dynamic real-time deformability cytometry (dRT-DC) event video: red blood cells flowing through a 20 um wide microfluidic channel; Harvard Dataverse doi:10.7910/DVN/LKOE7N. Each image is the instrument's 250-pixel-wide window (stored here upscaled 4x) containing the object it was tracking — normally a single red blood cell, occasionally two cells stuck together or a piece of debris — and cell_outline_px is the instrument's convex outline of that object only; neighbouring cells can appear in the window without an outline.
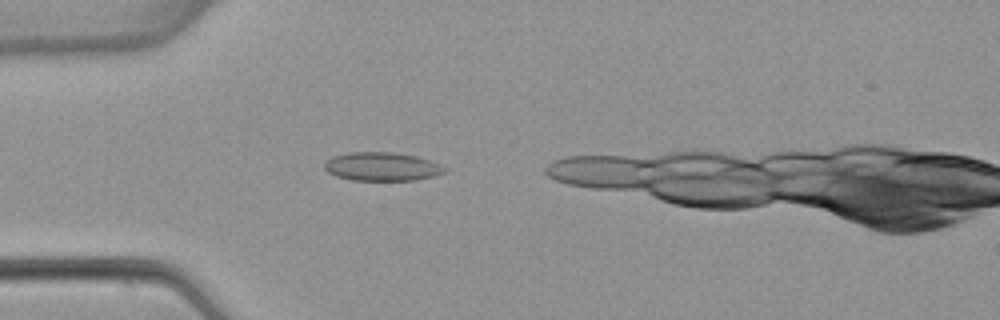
{"species": "common noctule bat (a hibernating species)", "species_latin": "Nyctalus noctula", "temperature_condition": "warm", "stored_images_in_passage": 4, "camera_frame_rate_fps": 3000, "um_per_image_px": 0.085, "animal": {"sex": "female", "body_mass_g": 22.7, "forearm_length_mm": 54.2}, "frame": {"image": 1, "passage_image": 4, "time_ms": 4.333, "image_size_px": [1000, 320], "cell_outline_px": [[448, 172], [416, 180], [352, 180], [336, 176], [328, 172], [324, 168], [324, 164], [332, 156], [348, 152], [392, 152], [416, 156], [440, 164], [448, 168]], "centroid_in_image_um": [32.48, 14.16], "position_along_channel_um": 52.5, "area_um2": 20.06}}